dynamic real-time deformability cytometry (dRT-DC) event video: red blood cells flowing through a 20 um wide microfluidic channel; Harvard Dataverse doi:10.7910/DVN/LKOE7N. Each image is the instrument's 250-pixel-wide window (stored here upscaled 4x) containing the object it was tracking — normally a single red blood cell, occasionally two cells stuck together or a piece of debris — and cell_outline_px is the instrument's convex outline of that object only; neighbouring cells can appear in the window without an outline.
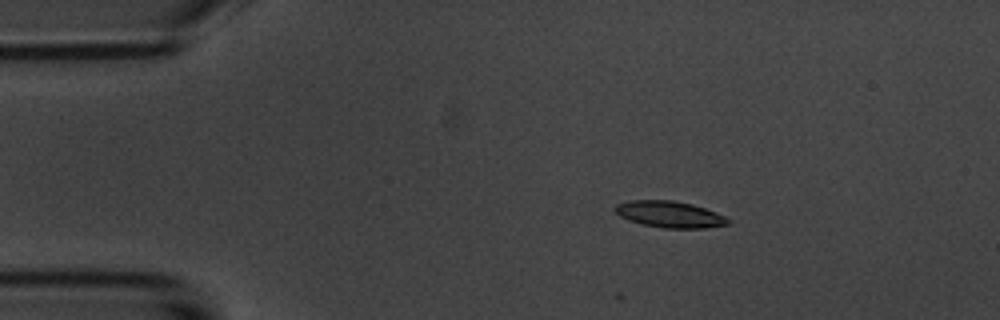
{"species": "common noctule bat (a hibernating species)", "species_latin": "Nyctalus noctula", "temperature_condition": "room temperature", "stored_images_in_passage": 5, "camera_frame_rate_fps": 3000, "um_per_image_px": 0.085, "animal": {"sex": "male", "body_mass_g": 20.1, "forearm_length_mm": 53.5}, "frame": {"image": 1, "passage_image": 2, "time_ms": 1.333, "image_size_px": [1000, 320], "cell_outline_px": [[732, 220], [728, 224], [704, 228], [664, 228], [640, 224], [628, 220], [620, 216], [612, 208], [616, 204], [628, 200], [672, 200], [692, 204], [716, 212]], "centroid_in_image_um": [56.89, 18.21], "position_along_channel_um": 28.1, "area_um2": 17.51}}
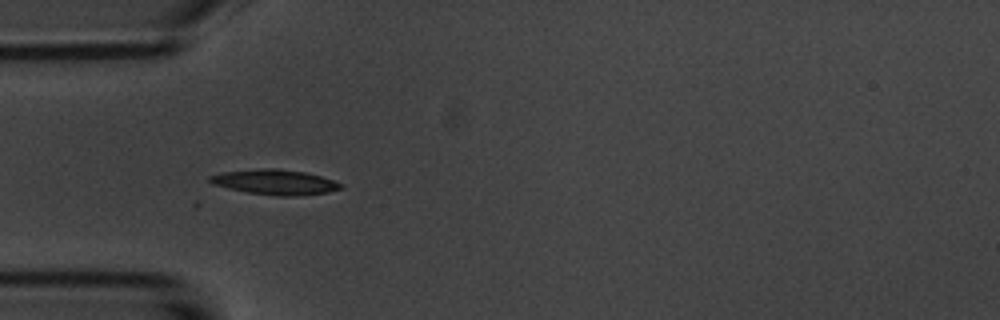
{"frame": {"image": 2, "passage_image": 4, "time_ms": 3.667, "image_size_px": [1000, 320], "cell_outline_px": [[344, 188], [328, 192], [288, 196], [276, 196], [248, 192], [228, 188], [212, 184], [208, 180], [208, 176], [220, 172], [260, 168], [276, 168], [304, 172], [320, 176], [344, 184]], "centroid_in_image_um": [23.34, 15.47], "position_along_channel_um": 61.7, "area_um2": 19.13}}
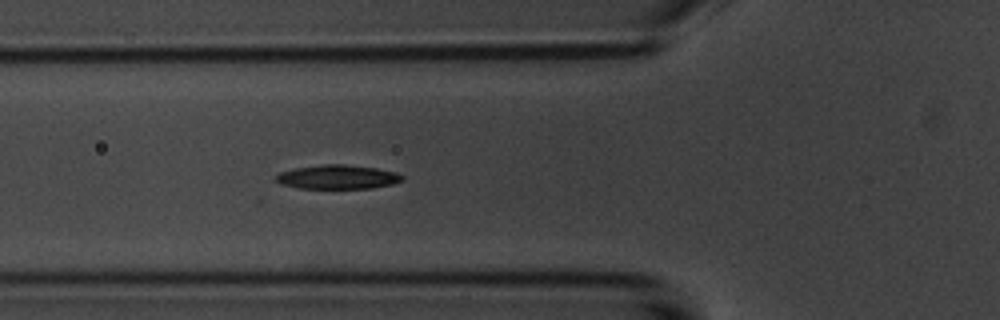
{"frame": {"image": 3, "passage_image": 5, "time_ms": 4.667, "image_size_px": [1000, 320], "cell_outline_px": [[404, 180], [392, 184], [372, 188], [300, 188], [280, 184], [276, 180], [276, 176], [280, 172], [296, 168], [324, 164], [344, 164], [376, 168], [396, 172], [404, 176]], "centroid_in_image_um": [28.73, 15.04], "position_along_channel_um": 97.1, "area_um2": 17.63}}